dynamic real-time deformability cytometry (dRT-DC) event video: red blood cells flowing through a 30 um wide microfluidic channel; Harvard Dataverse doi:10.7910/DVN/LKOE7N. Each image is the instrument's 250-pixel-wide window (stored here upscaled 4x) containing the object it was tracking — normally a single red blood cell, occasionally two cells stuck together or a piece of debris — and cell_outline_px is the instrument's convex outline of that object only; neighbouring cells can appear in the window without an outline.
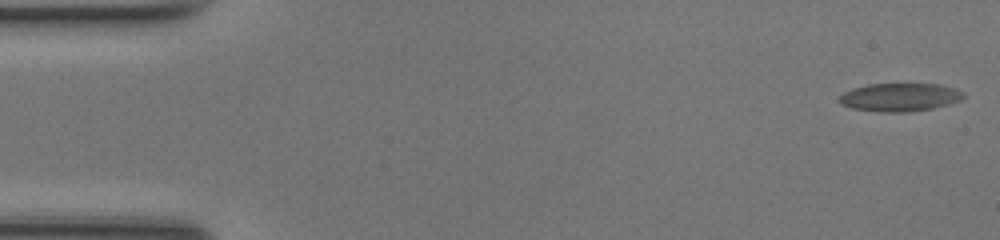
{"species": "common noctule bat (a hibernating species)", "species_latin": "Nyctalus noctula", "temperature_condition": "room temperature", "stored_images_in_passage": 44, "camera_frame_rate_fps": 3000, "um_per_image_px": 0.085, "animal": {"sex": "female", "body_mass_g": 17.0, "forearm_length_mm": 48.0}, "frame": {"image": 1, "passage_image": 1, "time_ms": 0.0, "image_size_px": [1000, 240], "cell_outline_px": [[964, 96], [960, 100], [948, 104], [932, 108], [908, 112], [880, 112], [852, 108], [840, 104], [836, 100], [844, 92], [852, 88], [868, 84], [940, 84], [956, 88], [964, 92]], "centroid_in_image_um": [76.46, 8.26], "position_along_channel_um": 8.5, "area_um2": 20.52}}
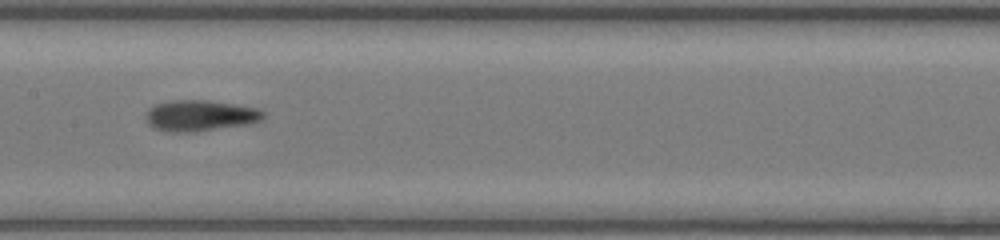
{"frame": {"image": 2, "passage_image": 24, "time_ms": 7.667, "image_size_px": [1000, 240], "cell_outline_px": [[264, 120], [248, 124], [192, 132], [172, 132], [156, 128], [148, 124], [148, 108], [156, 104], [172, 100], [208, 100], [256, 108], [264, 112]], "centroid_in_image_um": [17.04, 9.82], "position_along_channel_um": 190.4, "area_um2": 20.92}}
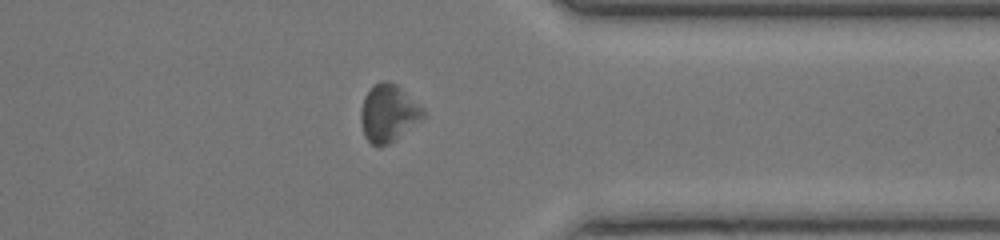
{"frame": {"image": 3, "passage_image": 38, "time_ms": 12.333, "image_size_px": [1000, 240], "cell_outline_px": [[424, 116], [420, 120], [388, 144], [380, 148], [372, 144], [364, 136], [360, 120], [360, 112], [364, 96], [372, 84], [380, 80], [388, 80], [396, 84], [424, 108]], "centroid_in_image_um": [32.97, 9.59], "position_along_channel_um": 378.4, "area_um2": 20.87}}